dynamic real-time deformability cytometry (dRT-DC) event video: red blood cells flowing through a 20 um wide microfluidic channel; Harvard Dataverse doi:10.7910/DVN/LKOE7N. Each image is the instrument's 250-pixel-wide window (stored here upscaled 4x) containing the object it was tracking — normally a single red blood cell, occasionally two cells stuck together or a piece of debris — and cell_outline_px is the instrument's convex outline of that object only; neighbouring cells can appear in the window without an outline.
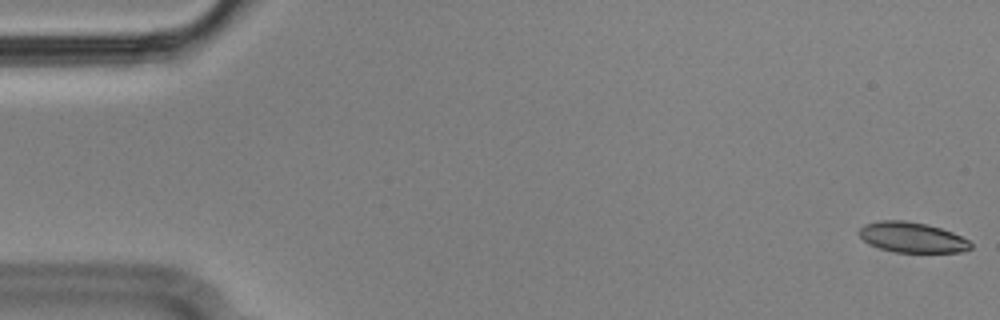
{"species": "Egyptian fruit bat (a non-hibernating species)", "species_latin": "Rousettus aegyptiacus", "temperature_condition": "cold", "stored_images_in_passage": 56, "camera_frame_rate_fps": 3000, "um_per_image_px": 0.085, "animal": {"sex": "male"}, "frame": {"image": 1, "passage_image": 1, "time_ms": 0.0, "image_size_px": [1000, 320], "cell_outline_px": [[972, 248], [960, 252], [896, 252], [880, 248], [868, 244], [856, 232], [864, 224], [880, 220], [904, 220], [928, 224], [952, 232], [968, 240], [972, 244]], "centroid_in_image_um": [77.5, 20.17], "position_along_channel_um": 7.5, "area_um2": 19.77}}
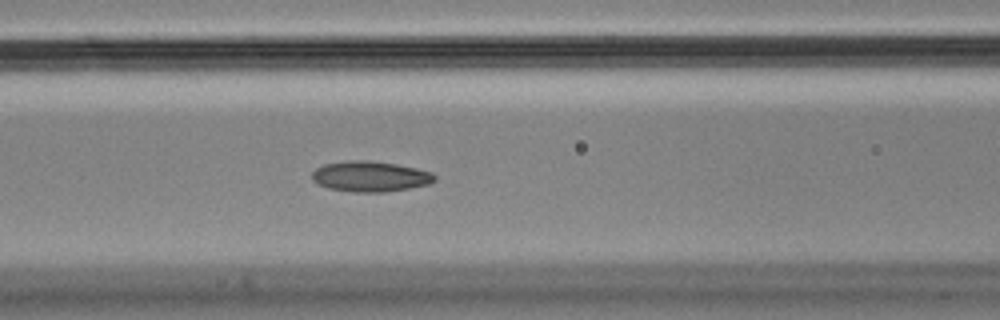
{"frame": {"image": 2, "passage_image": 23, "time_ms": 7.333, "image_size_px": [1000, 320], "cell_outline_px": [[436, 180], [428, 184], [408, 188], [384, 192], [356, 192], [328, 188], [316, 184], [312, 180], [312, 172], [316, 168], [324, 164], [348, 160], [368, 160], [396, 164], [416, 168], [432, 172], [436, 176]], "centroid_in_image_um": [31.45, 14.99], "position_along_channel_um": 135.2, "area_um2": 21.85}}
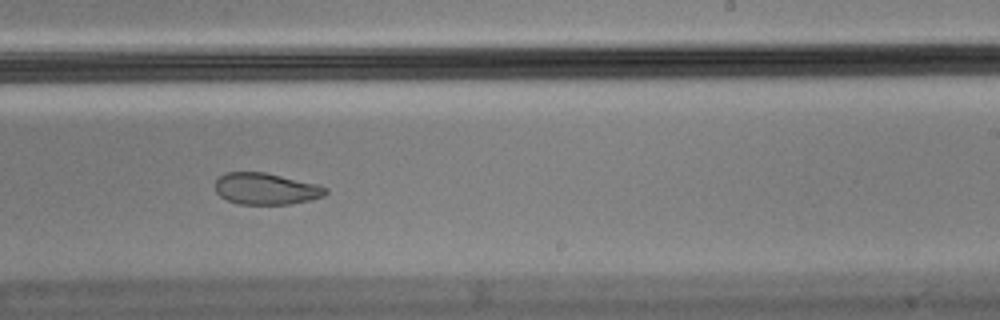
{"frame": {"image": 3, "passage_image": 34, "time_ms": 11.0, "image_size_px": [1000, 320], "cell_outline_px": [[328, 192], [324, 196], [308, 200], [288, 204], [240, 204], [228, 200], [220, 196], [216, 192], [216, 180], [224, 172], [264, 172], [320, 184], [328, 188]], "centroid_in_image_um": [22.63, 16.03], "position_along_channel_um": 266.4, "area_um2": 20.35}, "authors_computed_cell_mechanics": {"area_um2": 21.3571, "velocity_mm_per_s": 3.59, "shape_relaxation_time_tau1_ms": null, "shape_relaxation_time_tau2_ms": 2.557, "deformation_change_tau1": null, "deformation_change_tau2": 0.0771}}